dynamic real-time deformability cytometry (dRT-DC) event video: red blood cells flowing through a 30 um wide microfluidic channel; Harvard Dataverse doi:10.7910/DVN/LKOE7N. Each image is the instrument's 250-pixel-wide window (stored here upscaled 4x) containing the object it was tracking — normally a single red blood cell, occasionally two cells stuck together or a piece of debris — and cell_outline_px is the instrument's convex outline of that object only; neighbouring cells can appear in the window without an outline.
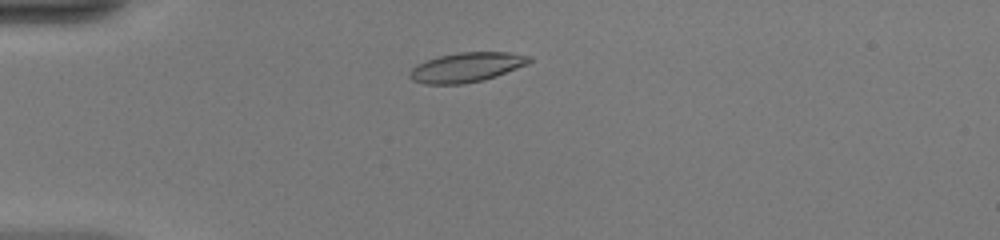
{"species": "common noctule bat (a hibernating species)", "species_latin": "Nyctalus noctula", "temperature_condition": "warm", "stored_images_in_passage": 38, "camera_frame_rate_fps": 3000, "um_per_image_px": 0.085, "animal": {"sex": "female", "body_mass_g": 20.0, "forearm_length_mm": 54.0}, "frame": {"image": 1, "passage_image": 2, "time_ms": 0.333, "image_size_px": [1000, 240], "cell_outline_px": [[532, 60], [528, 64], [496, 76], [484, 80], [464, 84], [424, 84], [412, 80], [408, 76], [408, 72], [416, 64], [440, 56], [460, 52], [508, 52], [532, 56]], "centroid_in_image_um": [39.66, 5.72], "position_along_channel_um": 45.3, "area_um2": 20.69}}
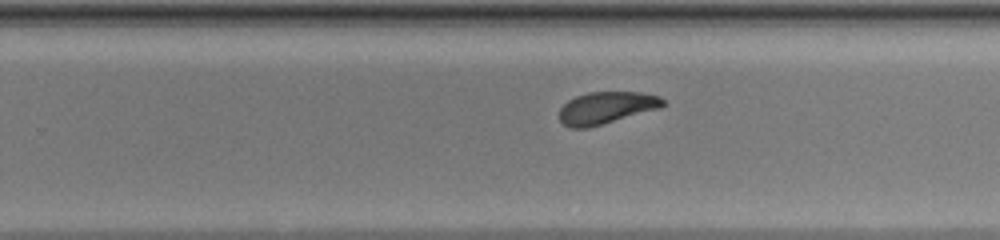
{"frame": {"image": 2, "passage_image": 21, "time_ms": 6.667, "image_size_px": [1000, 240], "cell_outline_px": [[664, 104], [660, 108], [588, 128], [568, 128], [560, 120], [560, 108], [568, 100], [576, 96], [588, 92], [640, 92], [660, 96], [664, 100]], "centroid_in_image_um": [51.52, 9.16], "position_along_channel_um": 278.3, "area_um2": 19.31}}
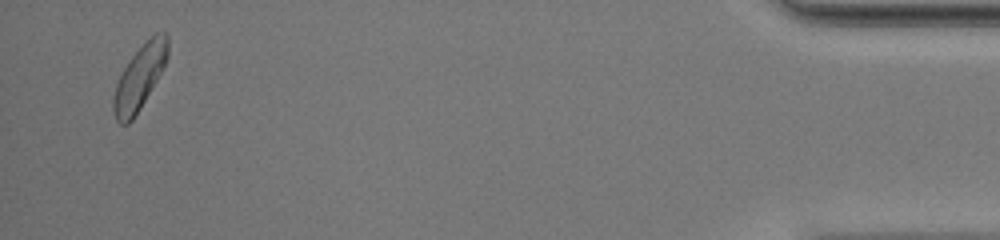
{"frame": {"image": 3, "passage_image": 37, "time_ms": 12.0, "image_size_px": [1000, 240], "cell_outline_px": [[168, 56], [156, 80], [140, 108], [132, 120], [128, 124], [120, 124], [116, 120], [112, 108], [112, 96], [116, 84], [124, 68], [132, 56], [156, 32], [168, 32]], "centroid_in_image_um": [11.84, 6.6], "position_along_channel_um": 423.4, "area_um2": 19.88}, "authors_computed_cell_mechanics": {"area_um2": 19.8832, "velocity_mm_per_s": 4.1297, "shape_relaxation_time_tau1_ms": 9.534, "shape_relaxation_time_tau2_ms": 1.6353, "deformation_change_tau1": 0.2254, "deformation_change_tau2": 0.0773}}